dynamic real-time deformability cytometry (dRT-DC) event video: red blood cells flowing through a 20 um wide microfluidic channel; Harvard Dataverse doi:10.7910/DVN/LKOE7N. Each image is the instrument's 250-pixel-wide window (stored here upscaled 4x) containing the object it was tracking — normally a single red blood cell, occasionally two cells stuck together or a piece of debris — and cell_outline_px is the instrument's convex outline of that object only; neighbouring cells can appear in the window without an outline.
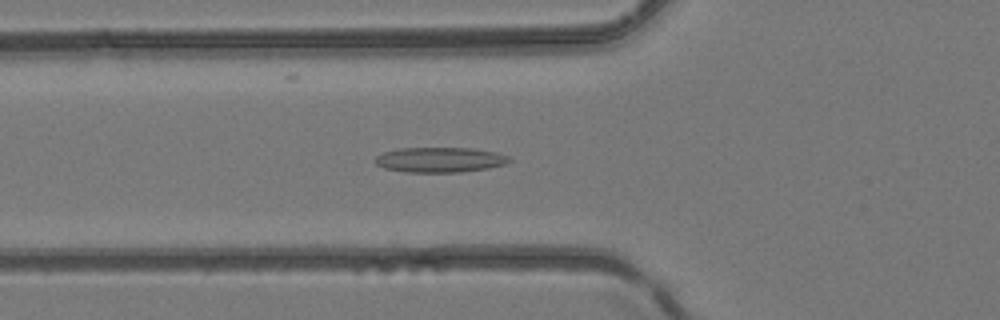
{"species": "common noctule bat (a hibernating species)", "species_latin": "Nyctalus noctula", "temperature_condition": "room temperature", "stored_images_in_passage": 36, "camera_frame_rate_fps": 3000, "um_per_image_px": 0.085, "animal": {"sex": "female", "body_mass_g": 24.6, "forearm_length_mm": 56.2}, "frame": {"image": 1, "passage_image": 6, "time_ms": 1.667, "image_size_px": [1000, 320], "cell_outline_px": [[512, 160], [504, 164], [488, 168], [460, 172], [404, 172], [384, 168], [376, 164], [376, 156], [384, 152], [400, 148], [472, 148], [496, 152], [508, 156]], "centroid_in_image_um": [37.39, 13.58], "position_along_channel_um": 88.4, "area_um2": 19.54}}
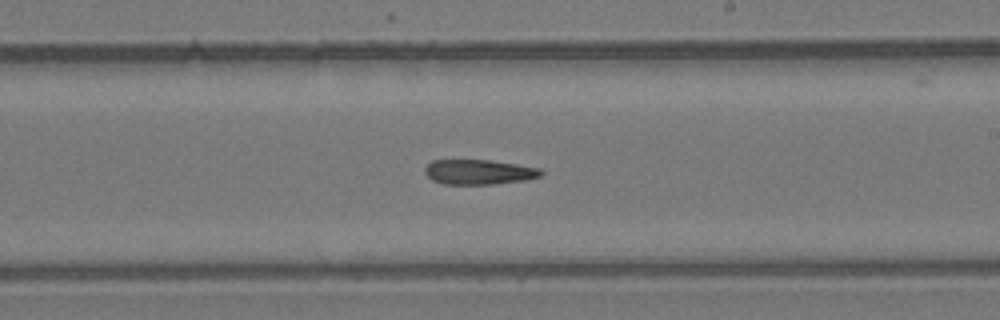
{"frame": {"image": 2, "passage_image": 17, "time_ms": 5.333, "image_size_px": [1000, 320], "cell_outline_px": [[544, 172], [540, 176], [528, 180], [492, 184], [444, 184], [432, 180], [424, 172], [424, 168], [432, 160], [488, 160], [516, 164], [540, 168]], "centroid_in_image_um": [40.71, 14.62], "position_along_channel_um": 248.3, "area_um2": 16.88}}
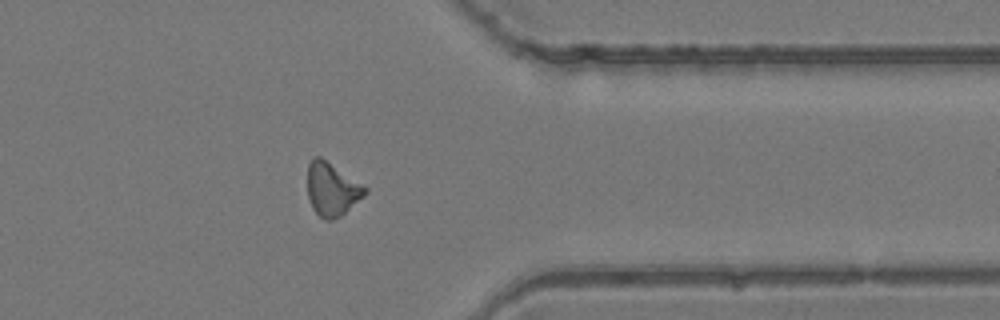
{"frame": {"image": 3, "passage_image": 27, "time_ms": 8.667, "image_size_px": [1000, 320], "cell_outline_px": [[368, 192], [364, 196], [340, 216], [332, 220], [324, 220], [312, 208], [308, 200], [308, 164], [312, 156], [320, 156], [368, 188]], "centroid_in_image_um": [28.2, 16.08], "position_along_channel_um": 383.2, "area_um2": 17.8}}